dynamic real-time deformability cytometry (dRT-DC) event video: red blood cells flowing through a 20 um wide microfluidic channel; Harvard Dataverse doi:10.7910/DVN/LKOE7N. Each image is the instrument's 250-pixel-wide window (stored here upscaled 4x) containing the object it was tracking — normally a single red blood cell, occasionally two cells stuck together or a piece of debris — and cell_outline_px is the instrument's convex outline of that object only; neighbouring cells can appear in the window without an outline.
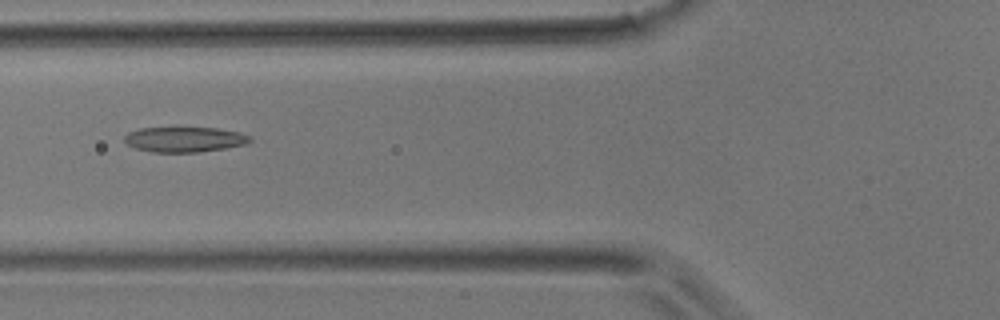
{"species": "common noctule bat (a hibernating species)", "species_latin": "Nyctalus noctula", "temperature_condition": "room temperature", "stored_images_in_passage": 7, "camera_frame_rate_fps": 3000, "um_per_image_px": 0.085, "animal": {"sex": "male", "body_mass_g": 17.9}, "frame": {"image": 1, "passage_image": 7, "time_ms": 2.0, "image_size_px": [1000, 320], "cell_outline_px": [[252, 140], [244, 144], [224, 148], [200, 152], [152, 152], [136, 148], [128, 144], [124, 140], [124, 136], [128, 132], [140, 128], [176, 124], [216, 128], [240, 132], [252, 136]], "centroid_in_image_um": [15.66, 11.79], "position_along_channel_um": 110.1, "area_um2": 19.42}}